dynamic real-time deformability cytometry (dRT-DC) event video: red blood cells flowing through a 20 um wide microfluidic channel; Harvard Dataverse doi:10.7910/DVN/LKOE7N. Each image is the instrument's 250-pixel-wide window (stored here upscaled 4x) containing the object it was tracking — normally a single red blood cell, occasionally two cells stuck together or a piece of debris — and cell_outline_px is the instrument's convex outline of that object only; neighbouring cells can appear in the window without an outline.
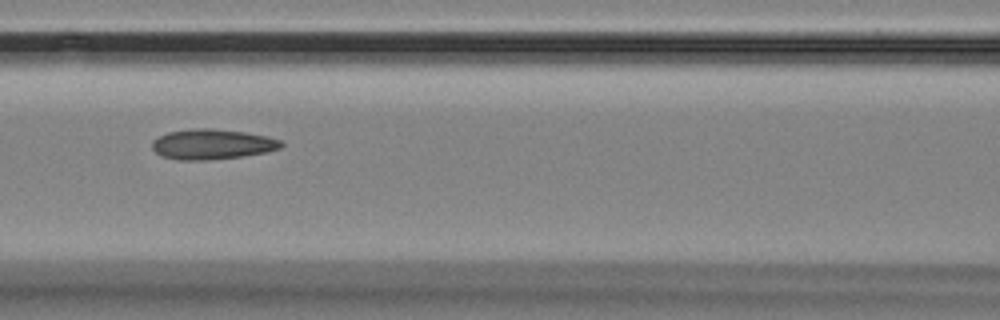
{"species": "Egyptian fruit bat (a non-hibernating species)", "species_latin": "Rousettus aegyptiacus", "temperature_condition": "room temperature", "stored_images_in_passage": 11, "camera_frame_rate_fps": 3000, "um_per_image_px": 0.085, "animal": {"sex": "female"}, "frame": {"image": 1, "passage_image": 7, "time_ms": 8.0, "image_size_px": [1000, 320], "cell_outline_px": [[284, 144], [280, 148], [264, 152], [240, 156], [204, 160], [176, 160], [160, 156], [152, 148], [152, 140], [168, 132], [192, 128], [212, 128], [244, 132], [268, 136], [280, 140]], "centroid_in_image_um": [17.99, 12.25], "position_along_channel_um": 148.6, "area_um2": 22.66}}
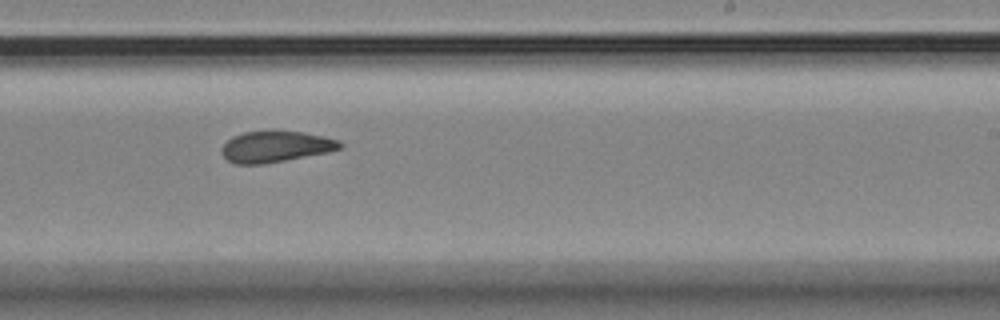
{"frame": {"image": 2, "passage_image": 10, "time_ms": 11.333, "image_size_px": [1000, 320], "cell_outline_px": [[344, 144], [340, 148], [328, 152], [264, 164], [236, 164], [228, 160], [224, 156], [224, 144], [232, 136], [244, 132], [268, 128], [276, 128], [304, 132], [324, 136], [336, 140]], "centroid_in_image_um": [23.44, 12.41], "position_along_channel_um": 265.6, "area_um2": 21.91}}
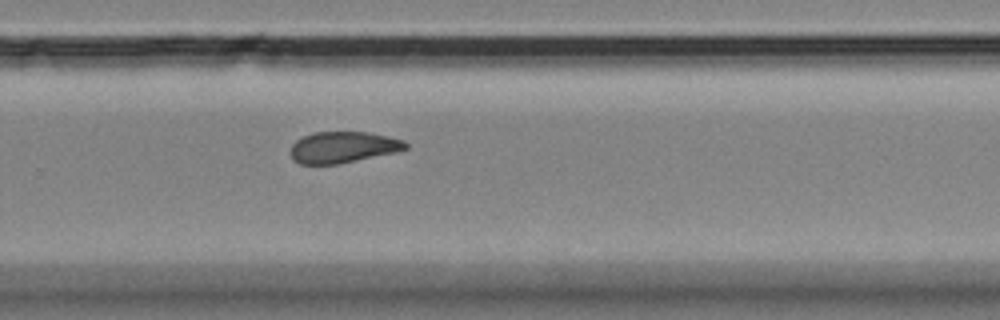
{"frame": {"image": 3, "passage_image": 11, "time_ms": 12.333, "image_size_px": [1000, 320], "cell_outline_px": [[408, 148], [396, 152], [340, 164], [300, 164], [292, 160], [288, 152], [292, 144], [296, 140], [304, 136], [316, 132], [368, 132], [388, 136], [404, 140], [408, 144]], "centroid_in_image_um": [29.13, 12.52], "position_along_channel_um": 300.7, "area_um2": 21.21}}